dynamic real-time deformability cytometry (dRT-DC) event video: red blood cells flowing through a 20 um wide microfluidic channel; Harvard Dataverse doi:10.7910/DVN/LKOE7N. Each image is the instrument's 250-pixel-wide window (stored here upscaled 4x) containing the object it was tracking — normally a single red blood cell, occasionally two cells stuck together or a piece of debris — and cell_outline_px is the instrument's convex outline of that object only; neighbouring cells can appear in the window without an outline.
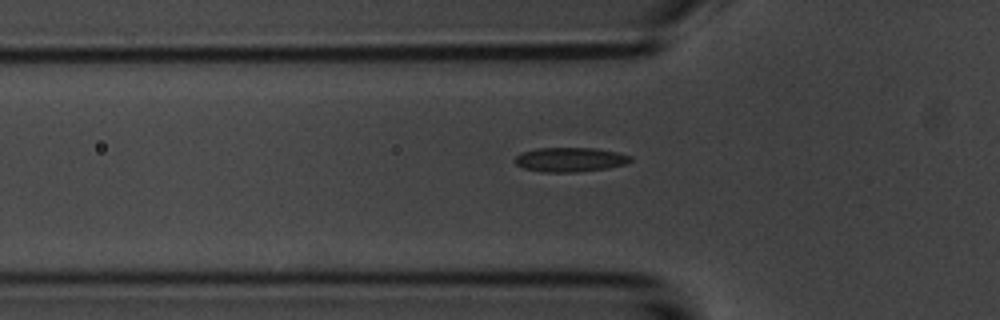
{"species": "common noctule bat (a hibernating species)", "species_latin": "Nyctalus noctula", "temperature_condition": "room temperature", "stored_images_in_passage": 32, "camera_frame_rate_fps": 3000, "um_per_image_px": 0.085, "animal": {"sex": "male", "body_mass_g": 20.1, "forearm_length_mm": 53.5}, "frame": {"image": 1, "passage_image": 2, "time_ms": 0.333, "image_size_px": [1000, 320], "cell_outline_px": [[632, 160], [628, 164], [608, 168], [576, 172], [544, 172], [524, 168], [516, 164], [512, 160], [520, 152], [536, 148], [596, 148], [616, 152], [632, 156]], "centroid_in_image_um": [48.45, 13.56], "position_along_channel_um": 77.3, "area_um2": 16.59}}
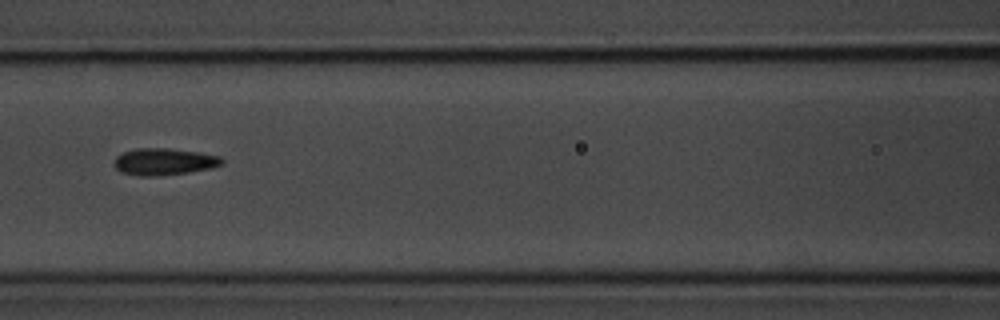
{"frame": {"image": 2, "passage_image": 8, "time_ms": 2.333, "image_size_px": [1000, 320], "cell_outline_px": [[224, 160], [220, 164], [212, 168], [188, 172], [156, 176], [140, 176], [120, 172], [112, 164], [116, 156], [124, 152], [136, 148], [168, 148], [200, 152], [220, 156]], "centroid_in_image_um": [13.91, 13.74], "position_along_channel_um": 152.7, "area_um2": 16.94}}
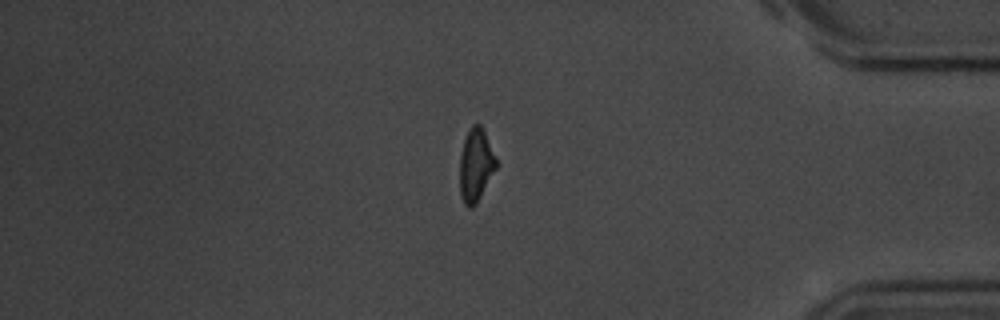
{"frame": {"image": 3, "passage_image": 30, "time_ms": 9.667, "image_size_px": [1000, 320], "cell_outline_px": [[496, 168], [476, 204], [472, 208], [468, 208], [464, 204], [460, 196], [460, 152], [464, 140], [472, 124], [480, 124], [484, 132], [496, 160]], "centroid_in_image_um": [40.41, 14.07], "position_along_channel_um": 394.8, "area_um2": 15.2}, "authors_computed_cell_mechanics": {"area_um2": 16.184, "velocity_mm_per_s": 3.7118, "shape_relaxation_time_tau1_ms": 3.7251, "shape_relaxation_time_tau2_ms": 3.626, "deformation_change_tau1": 0.1134, "deformation_change_tau2": 0.1007}}